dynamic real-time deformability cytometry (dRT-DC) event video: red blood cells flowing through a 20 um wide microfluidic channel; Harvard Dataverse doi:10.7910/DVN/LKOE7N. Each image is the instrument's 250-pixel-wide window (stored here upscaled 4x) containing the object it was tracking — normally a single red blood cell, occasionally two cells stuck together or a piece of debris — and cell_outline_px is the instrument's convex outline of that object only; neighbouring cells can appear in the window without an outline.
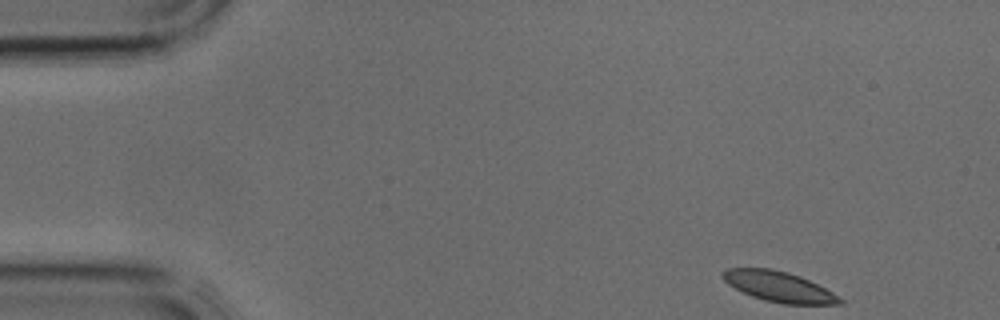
{"species": "common noctule bat (a hibernating species)", "species_latin": "Nyctalus noctula", "temperature_condition": "cold", "stored_images_in_passage": 3, "camera_frame_rate_fps": 3000, "um_per_image_px": 0.085, "animal": {"sex": "male", "body_mass_g": 17.9, "forearm_length_mm": 54.2}, "frame": {"image": 1, "passage_image": 1, "time_ms": 0.0, "image_size_px": [1000, 320], "cell_outline_px": [[844, 304], [784, 304], [764, 300], [752, 296], [728, 284], [720, 276], [720, 272], [728, 268], [772, 268], [788, 272], [800, 276], [832, 292], [844, 300]], "centroid_in_image_um": [66.19, 24.36], "position_along_channel_um": 18.8, "area_um2": 20.63}}
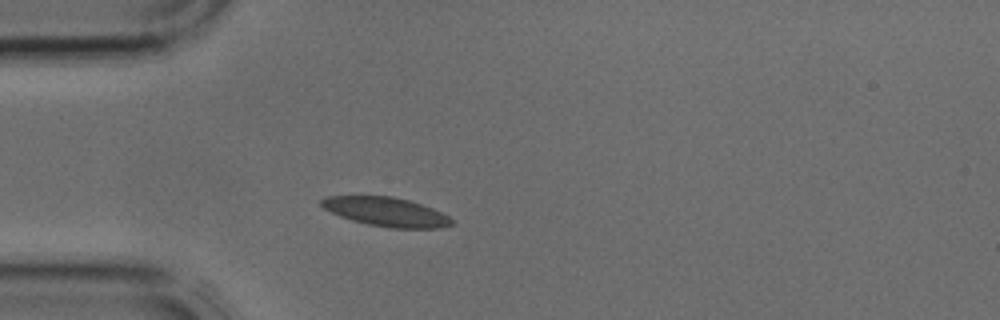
{"frame": {"image": 2, "passage_image": 3, "time_ms": 0.667, "image_size_px": [1000, 320], "cell_outline_px": [[452, 224], [440, 228], [388, 228], [368, 224], [352, 220], [340, 216], [324, 208], [320, 204], [320, 200], [324, 196], [392, 196], [408, 200], [432, 208], [448, 216], [452, 220]], "centroid_in_image_um": [32.8, 18.0], "position_along_channel_um": 52.2, "area_um2": 21.85}}